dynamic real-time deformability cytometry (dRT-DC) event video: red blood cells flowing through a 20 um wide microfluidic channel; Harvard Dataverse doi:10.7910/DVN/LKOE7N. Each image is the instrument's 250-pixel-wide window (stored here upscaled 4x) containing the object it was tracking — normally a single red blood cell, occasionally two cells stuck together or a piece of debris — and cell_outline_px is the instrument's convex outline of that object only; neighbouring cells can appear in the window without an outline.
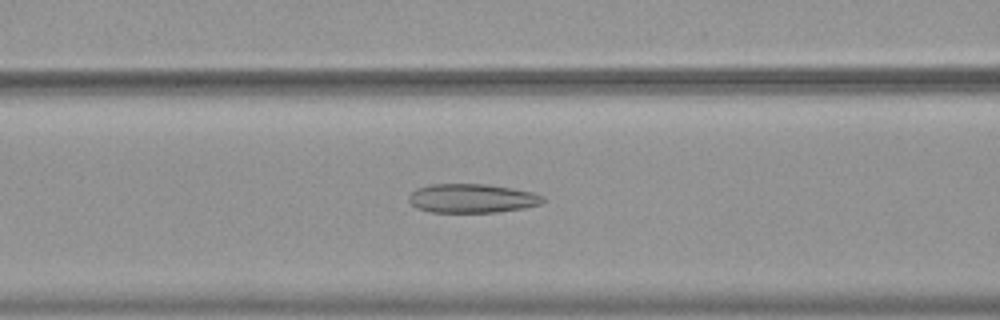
{"species": "common noctule bat (a hibernating species)", "species_latin": "Nyctalus noctula", "temperature_condition": "warm", "stored_images_in_passage": 54, "camera_frame_rate_fps": 3000, "um_per_image_px": 0.085, "animal": {"sex": "female", "body_mass_g": 19.9}, "frame": {"image": 1, "passage_image": 23, "time_ms": 7.333, "image_size_px": [1000, 320], "cell_outline_px": [[544, 200], [540, 204], [524, 208], [496, 212], [428, 212], [416, 208], [408, 200], [408, 196], [416, 188], [428, 184], [484, 184], [512, 188], [532, 192], [544, 196]], "centroid_in_image_um": [40.08, 16.86], "position_along_channel_um": 126.5, "area_um2": 22.72}}
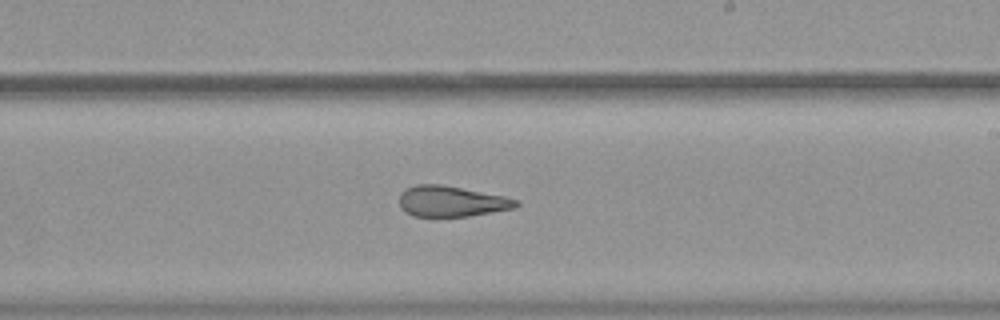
{"frame": {"image": 2, "passage_image": 33, "time_ms": 10.667, "image_size_px": [1000, 320], "cell_outline_px": [[520, 204], [516, 208], [468, 216], [412, 216], [404, 212], [400, 208], [400, 192], [416, 184], [440, 184], [504, 196], [520, 200]], "centroid_in_image_um": [38.38, 17.12], "position_along_channel_um": 250.6, "area_um2": 20.92}}
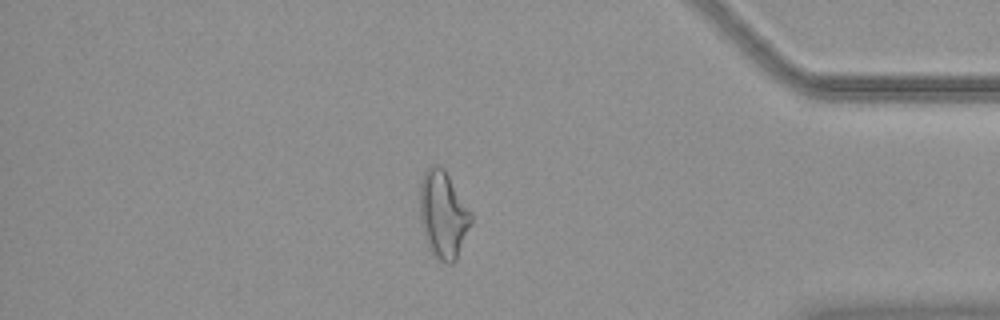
{"frame": {"image": 3, "passage_image": 47, "time_ms": 15.333, "image_size_px": [1000, 320], "cell_outline_px": [[472, 220], [456, 260], [452, 264], [448, 264], [440, 260], [432, 252], [424, 228], [420, 212], [420, 184], [424, 172], [432, 164], [436, 164], [444, 168], [472, 212]], "centroid_in_image_um": [37.7, 18.18], "position_along_channel_um": 397.5, "area_um2": 25.49}, "authors_computed_cell_mechanics": {"area_um2": 25.2586, "velocity_mm_per_s": 3.7346, "shape_relaxation_time_tau1_ms": null, "shape_relaxation_time_tau2_ms": 2.5032, "deformation_change_tau1": null, "deformation_change_tau2": 0.1328}}